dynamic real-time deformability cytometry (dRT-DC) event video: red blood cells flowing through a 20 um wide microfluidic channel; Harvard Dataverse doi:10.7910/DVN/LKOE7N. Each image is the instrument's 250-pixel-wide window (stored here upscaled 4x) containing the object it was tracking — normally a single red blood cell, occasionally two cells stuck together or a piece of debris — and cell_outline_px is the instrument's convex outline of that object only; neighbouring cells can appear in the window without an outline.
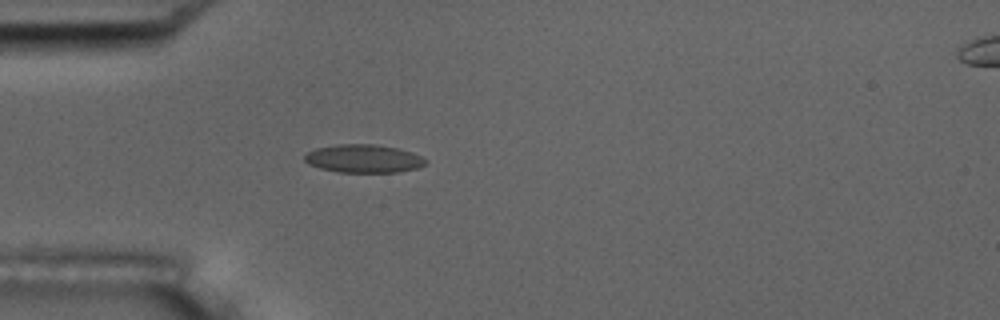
{"species": "common noctule bat (a hibernating species)", "species_latin": "Nyctalus noctula", "temperature_condition": "room temperature", "stored_images_in_passage": 54, "camera_frame_rate_fps": 3000, "um_per_image_px": 0.085, "animal": {"sex": "male", "body_mass_g": 17.5, "forearm_length_mm": 52.3}, "frame": {"image": 1, "passage_image": 16, "time_ms": 5.0, "image_size_px": [1000, 320], "cell_outline_px": [[428, 160], [424, 164], [416, 168], [396, 172], [336, 172], [320, 168], [308, 164], [304, 160], [304, 156], [308, 152], [316, 148], [336, 144], [372, 144], [396, 148], [412, 152]], "centroid_in_image_um": [30.87, 13.48], "position_along_channel_um": 54.1, "area_um2": 19.77}, "authors_computed_cell_mechanics": {"area_um2": 19.1896, "velocity_mm_per_s": 3.7707, "shape_relaxation_time_tau1_ms": null, "shape_relaxation_time_tau2_ms": 1.1799, "deformation_change_tau1": null, "deformation_change_tau2": 0.0877}}